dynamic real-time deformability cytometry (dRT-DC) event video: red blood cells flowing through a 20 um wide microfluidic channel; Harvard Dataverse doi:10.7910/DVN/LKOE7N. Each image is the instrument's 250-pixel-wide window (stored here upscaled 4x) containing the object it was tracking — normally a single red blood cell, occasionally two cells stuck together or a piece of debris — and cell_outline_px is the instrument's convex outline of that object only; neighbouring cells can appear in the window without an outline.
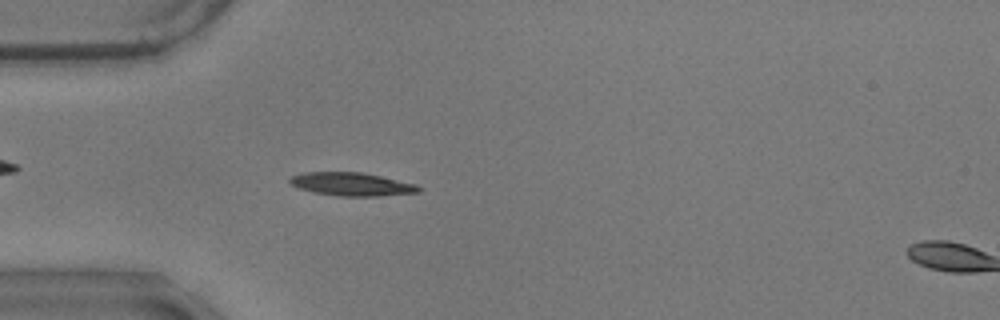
{"species": "common noctule bat (a hibernating species)", "species_latin": "Nyctalus noctula", "temperature_condition": "warm", "stored_images_in_passage": 54, "camera_frame_rate_fps": 3000, "um_per_image_px": 0.085, "animal": {"sex": "male", "body_mass_g": 17.9}, "frame": {"image": 1, "passage_image": 13, "time_ms": 4.0, "image_size_px": [1000, 320], "cell_outline_px": [[420, 192], [380, 196], [340, 196], [316, 192], [300, 188], [292, 184], [288, 180], [292, 176], [304, 172], [360, 172], [380, 176], [416, 184], [420, 188]], "centroid_in_image_um": [29.91, 15.65], "position_along_channel_um": 55.1, "area_um2": 17.17}}
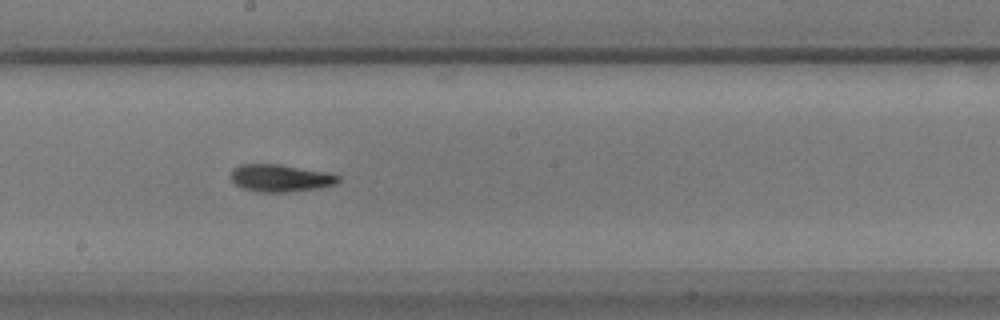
{"frame": {"image": 2, "passage_image": 28, "time_ms": 9.0, "image_size_px": [1000, 320], "cell_outline_px": [[340, 180], [336, 184], [320, 188], [288, 192], [256, 192], [240, 188], [232, 180], [232, 168], [240, 164], [280, 164], [324, 172], [340, 176]], "centroid_in_image_um": [23.81, 15.14], "position_along_channel_um": 224.4, "area_um2": 17.17}}
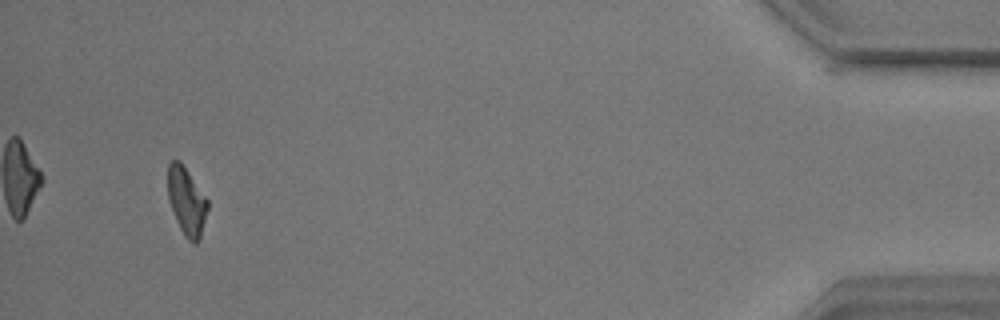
{"frame": {"image": 3, "passage_image": 51, "time_ms": 16.667, "image_size_px": [1000, 320], "cell_outline_px": [[208, 208], [200, 240], [196, 244], [192, 244], [184, 236], [176, 220], [168, 200], [168, 164], [172, 160], [180, 160], [208, 200]], "centroid_in_image_um": [15.86, 17.13], "position_along_channel_um": 419.3, "area_um2": 15.84}, "authors_computed_cell_mechanics": {"area_um2": 16.5019, "velocity_mm_per_s": 3.5011, "shape_relaxation_time_tau1_ms": 5.7747, "shape_relaxation_time_tau2_ms": 4.3337, "deformation_change_tau1": 0.1764, "deformation_change_tau2": 0.1098}}